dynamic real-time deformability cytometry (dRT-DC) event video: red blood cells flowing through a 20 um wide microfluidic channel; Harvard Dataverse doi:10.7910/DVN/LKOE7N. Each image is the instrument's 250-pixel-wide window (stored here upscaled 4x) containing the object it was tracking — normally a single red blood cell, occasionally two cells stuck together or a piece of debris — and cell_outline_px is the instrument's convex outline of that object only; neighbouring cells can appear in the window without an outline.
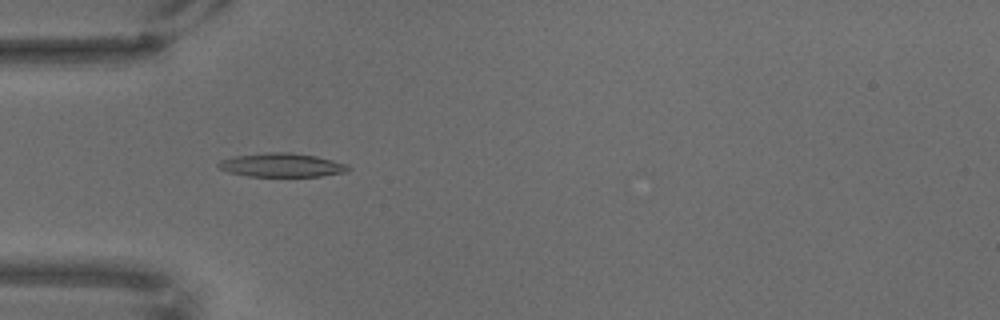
{"species": "common noctule bat (a hibernating species)", "species_latin": "Nyctalus noctula", "temperature_condition": "warm", "stored_images_in_passage": 56, "camera_frame_rate_fps": 3000, "um_per_image_px": 0.085, "animal": {"sex": "male", "body_mass_g": 18.8}, "frame": {"image": 1, "passage_image": 9, "time_ms": 2.667, "image_size_px": [1000, 320], "cell_outline_px": [[352, 168], [348, 172], [320, 176], [248, 176], [228, 172], [220, 168], [216, 164], [220, 160], [236, 156], [264, 152], [292, 152], [316, 156], [348, 164]], "centroid_in_image_um": [23.98, 14.03], "position_along_channel_um": 61.0, "area_um2": 18.09}}
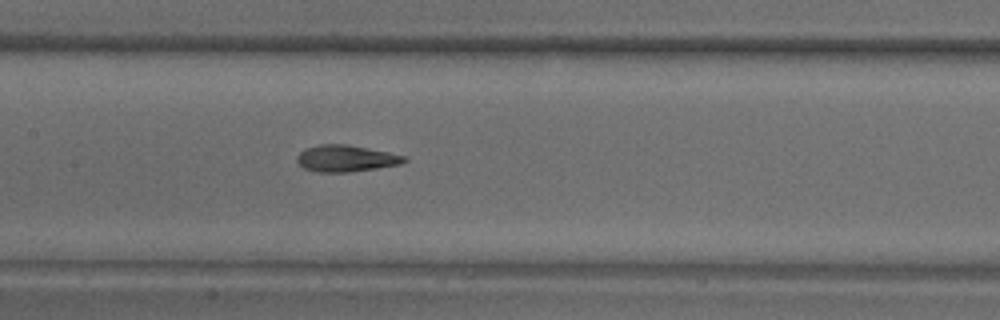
{"frame": {"image": 2, "passage_image": 21, "time_ms": 6.667, "image_size_px": [1000, 320], "cell_outline_px": [[408, 160], [400, 164], [376, 168], [348, 172], [320, 172], [304, 168], [296, 160], [296, 156], [304, 148], [320, 144], [348, 144], [408, 156]], "centroid_in_image_um": [29.41, 13.45], "position_along_channel_um": 178.0, "area_um2": 16.65}}
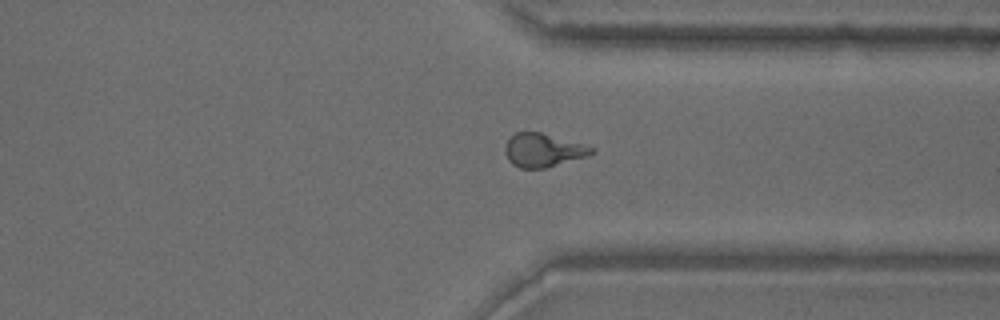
{"frame": {"image": 3, "passage_image": 40, "time_ms": 13.0, "image_size_px": [1000, 320], "cell_outline_px": [[596, 152], [588, 156], [544, 168], [520, 168], [512, 164], [508, 160], [504, 152], [504, 148], [508, 140], [516, 132], [540, 132], [584, 144], [596, 148]], "centroid_in_image_um": [46.18, 12.77], "position_along_channel_um": 365.2, "area_um2": 16.88}}